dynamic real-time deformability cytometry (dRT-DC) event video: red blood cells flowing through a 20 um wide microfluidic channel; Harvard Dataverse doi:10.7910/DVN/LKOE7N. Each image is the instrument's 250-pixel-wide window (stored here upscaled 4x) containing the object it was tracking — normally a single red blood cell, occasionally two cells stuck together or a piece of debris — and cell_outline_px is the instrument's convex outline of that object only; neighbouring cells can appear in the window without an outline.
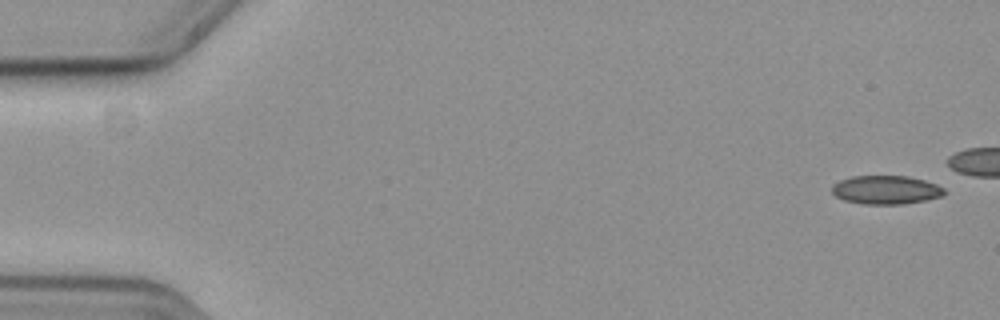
{"species": "common noctule bat (a hibernating species)", "species_latin": "Nyctalus noctula", "temperature_condition": "cold", "stored_images_in_passage": 18, "camera_frame_rate_fps": 3000, "um_per_image_px": 0.085, "animal": {"sex": "female", "body_mass_g": 19.3, "forearm_length_mm": 54.1}, "frame": {"image": 1, "passage_image": 1, "time_ms": 0.0, "image_size_px": [1000, 320], "cell_outline_px": [[944, 192], [940, 196], [924, 200], [904, 204], [864, 204], [844, 200], [836, 196], [832, 192], [832, 184], [840, 180], [852, 176], [908, 176], [924, 180], [936, 184], [944, 188]], "centroid_in_image_um": [75.27, 16.13], "position_along_channel_um": 9.7, "area_um2": 18.61}}